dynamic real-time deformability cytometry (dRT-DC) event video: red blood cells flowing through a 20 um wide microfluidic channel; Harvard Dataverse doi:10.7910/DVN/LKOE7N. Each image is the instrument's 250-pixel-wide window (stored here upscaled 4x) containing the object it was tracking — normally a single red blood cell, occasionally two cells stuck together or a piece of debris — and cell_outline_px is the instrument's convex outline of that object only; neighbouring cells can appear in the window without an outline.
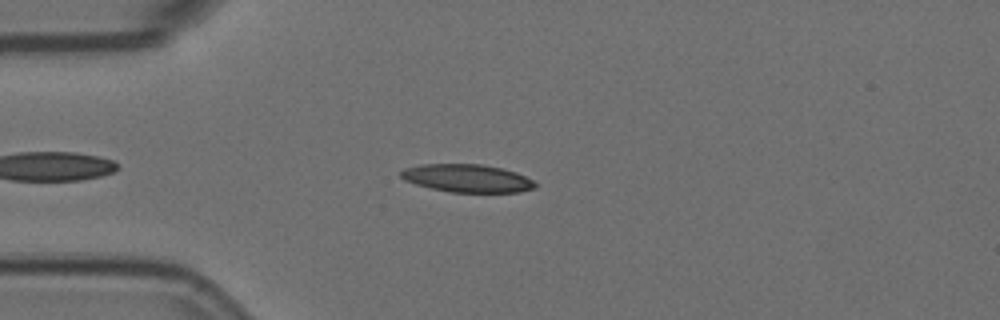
{"species": "Egyptian fruit bat (a non-hibernating species)", "species_latin": "Rousettus aegyptiacus", "temperature_condition": "room temperature", "stored_images_in_passage": 5, "camera_frame_rate_fps": 3000, "um_per_image_px": 0.085, "animal": {"sex": "female"}, "frame": {"image": 1, "passage_image": 3, "time_ms": 0.667, "image_size_px": [1000, 320], "cell_outline_px": [[536, 188], [520, 192], [452, 192], [432, 188], [416, 184], [404, 180], [400, 176], [400, 172], [404, 168], [420, 164], [480, 164], [500, 168], [516, 172], [532, 180], [536, 184]], "centroid_in_image_um": [39.7, 15.15], "position_along_channel_um": 45.3, "area_um2": 21.73}}
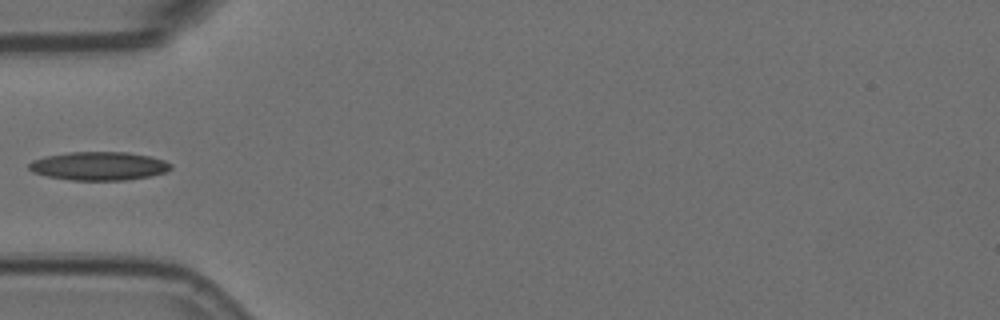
{"frame": {"image": 2, "passage_image": 4, "time_ms": 1.0, "image_size_px": [1000, 320], "cell_outline_px": [[172, 168], [168, 172], [152, 176], [124, 180], [72, 180], [48, 176], [32, 172], [28, 168], [28, 164], [32, 160], [44, 156], [68, 152], [128, 152], [148, 156], [164, 160], [172, 164]], "centroid_in_image_um": [8.42, 14.11], "position_along_channel_um": 76.6, "area_um2": 23.7}}
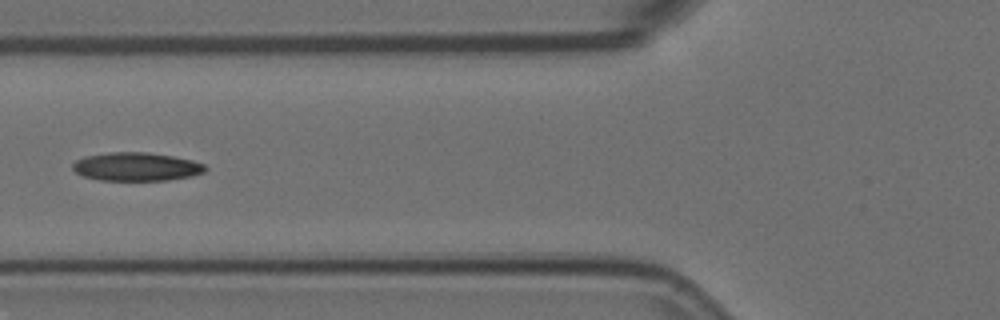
{"frame": {"image": 3, "passage_image": 5, "time_ms": 1.333, "image_size_px": [1000, 320], "cell_outline_px": [[208, 168], [204, 172], [192, 176], [168, 180], [100, 180], [84, 176], [76, 172], [72, 168], [72, 164], [76, 160], [84, 156], [108, 152], [144, 152], [172, 156], [192, 160], [204, 164]], "centroid_in_image_um": [11.59, 14.16], "position_along_channel_um": 114.2, "area_um2": 21.96}}